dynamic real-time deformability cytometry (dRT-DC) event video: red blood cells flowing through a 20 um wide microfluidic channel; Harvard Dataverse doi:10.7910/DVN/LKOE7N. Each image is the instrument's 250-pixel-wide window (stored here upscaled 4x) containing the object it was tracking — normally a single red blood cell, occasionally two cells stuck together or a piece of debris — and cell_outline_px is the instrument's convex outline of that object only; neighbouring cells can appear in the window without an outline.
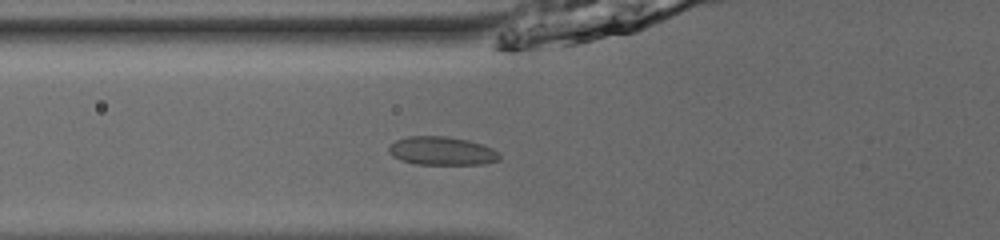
{"species": "common noctule bat (a hibernating species)", "species_latin": "Nyctalus noctula", "temperature_condition": "room temperature", "stored_images_in_passage": 32, "camera_frame_rate_fps": 3000, "um_per_image_px": 0.085, "animal": {"sex": "male", "body_mass_g": 13.0, "forearm_length_mm": 53.1}, "frame": {"image": 1, "passage_image": 3, "time_ms": 0.667, "image_size_px": [1000, 240], "cell_outline_px": [[500, 160], [484, 164], [416, 164], [400, 160], [392, 156], [388, 152], [388, 148], [396, 140], [408, 136], [448, 136], [468, 140], [484, 144], [492, 148], [500, 156]], "centroid_in_image_um": [37.55, 12.82], "position_along_channel_um": 88.2, "area_um2": 18.44}}
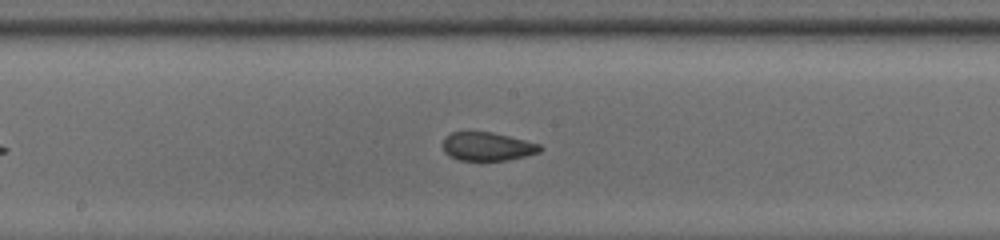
{"frame": {"image": 2, "passage_image": 12, "time_ms": 3.667, "image_size_px": [1000, 240], "cell_outline_px": [[544, 148], [540, 152], [508, 160], [480, 164], [460, 160], [448, 156], [444, 152], [444, 136], [452, 132], [492, 132], [540, 144]], "centroid_in_image_um": [41.41, 12.5], "position_along_channel_um": 206.8, "area_um2": 16.76}}
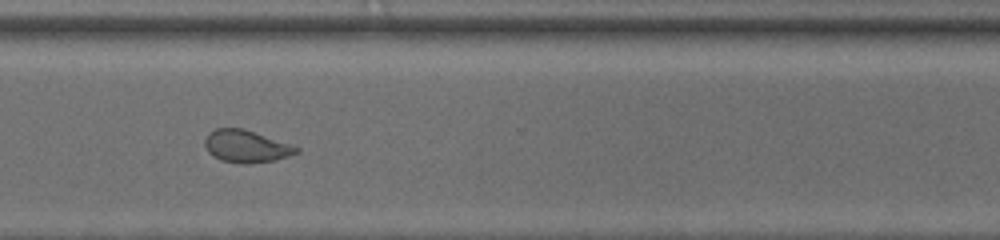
{"frame": {"image": 3, "passage_image": 23, "time_ms": 7.333, "image_size_px": [1000, 240], "cell_outline_px": [[300, 152], [276, 160], [248, 164], [244, 164], [220, 160], [212, 156], [208, 152], [204, 144], [204, 140], [208, 132], [216, 128], [244, 128], [292, 144], [300, 148]], "centroid_in_image_um": [20.93, 12.43], "position_along_channel_um": 349.7, "area_um2": 17.57}, "authors_computed_cell_mechanics": {"area_um2": 16.9932, "velocity_mm_per_s": 3.911, "shape_relaxation_time_tau1_ms": null, "shape_relaxation_time_tau2_ms": 0.9563, "deformation_change_tau1": null, "deformation_change_tau2": 0.0453}}